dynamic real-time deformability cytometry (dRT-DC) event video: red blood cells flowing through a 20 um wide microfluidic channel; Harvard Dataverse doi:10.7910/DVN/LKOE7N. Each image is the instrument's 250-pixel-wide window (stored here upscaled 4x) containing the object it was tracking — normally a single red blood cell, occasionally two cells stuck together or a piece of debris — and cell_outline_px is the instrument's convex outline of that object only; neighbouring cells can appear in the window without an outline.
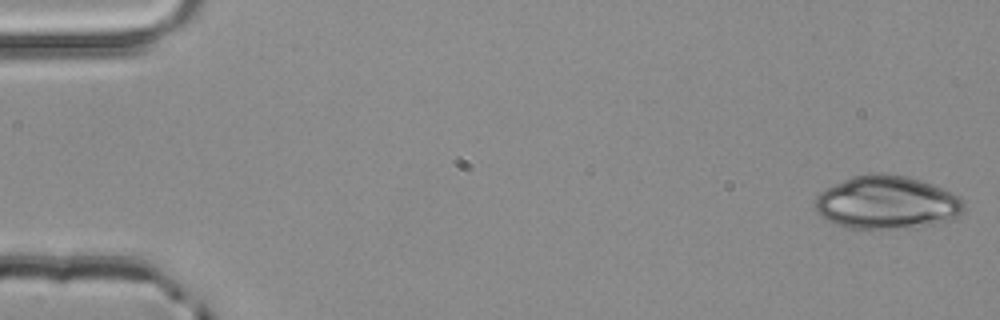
{"species": "common noctule bat (a hibernating species)", "species_latin": "Nyctalus noctula", "temperature_condition": "room temperature", "stored_images_in_passage": 4, "camera_frame_rate_fps": 3000, "um_per_image_px": 0.085, "animal": {"sex": "male", "body_mass_g": 20.4}, "frame": {"image": 1, "passage_image": 1, "time_ms": 0.0, "image_size_px": [1000, 320], "cell_outline_px": [[964, 212], [948, 220], [924, 224], [896, 228], [848, 228], [836, 224], [820, 216], [816, 212], [816, 196], [820, 192], [852, 176], [872, 172], [876, 172], [908, 176], [932, 184], [952, 192], [960, 196], [964, 204]], "centroid_in_image_um": [75.36, 17.18], "position_along_channel_um": 9.6, "area_um2": 45.6}}